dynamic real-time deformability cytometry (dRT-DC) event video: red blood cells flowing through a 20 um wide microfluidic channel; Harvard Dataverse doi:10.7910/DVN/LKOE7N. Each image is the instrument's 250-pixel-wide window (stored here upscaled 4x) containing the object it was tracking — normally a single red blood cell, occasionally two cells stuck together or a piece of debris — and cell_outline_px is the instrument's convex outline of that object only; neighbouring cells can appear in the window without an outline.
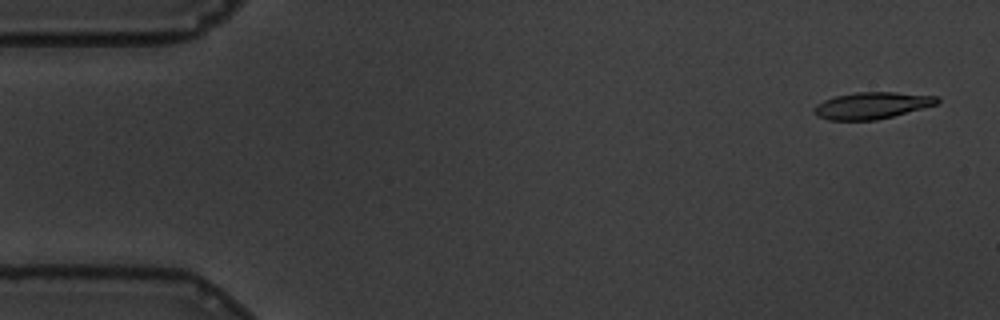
{"species": "common noctule bat (a hibernating species)", "species_latin": "Nyctalus noctula", "temperature_condition": "warm", "stored_images_in_passage": 57, "camera_frame_rate_fps": 3000, "um_per_image_px": 0.085, "animal": {"sex": "male", "body_mass_g": 19.5, "forearm_length_mm": 54.6}, "frame": {"image": 1, "passage_image": 2, "time_ms": 0.333, "image_size_px": [1000, 320], "cell_outline_px": [[940, 100], [936, 104], [892, 116], [876, 120], [828, 120], [816, 116], [812, 112], [812, 108], [816, 104], [824, 100], [836, 96], [856, 92], [896, 92], [936, 96]], "centroid_in_image_um": [74.04, 8.97], "position_along_channel_um": 11.0, "area_um2": 19.07}}
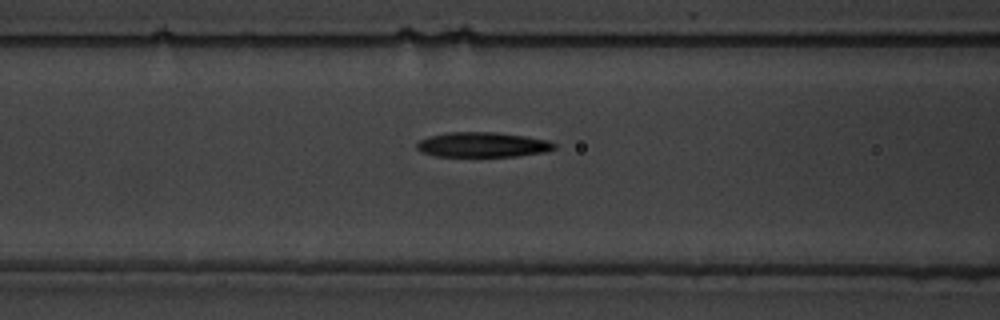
{"frame": {"image": 2, "passage_image": 22, "time_ms": 7.0, "image_size_px": [1000, 320], "cell_outline_px": [[556, 148], [548, 152], [516, 156], [436, 156], [420, 152], [416, 148], [416, 144], [420, 140], [428, 136], [448, 132], [496, 132], [524, 136], [548, 140], [556, 144]], "centroid_in_image_um": [41.02, 12.3], "position_along_channel_um": 125.6, "area_um2": 20.11}}
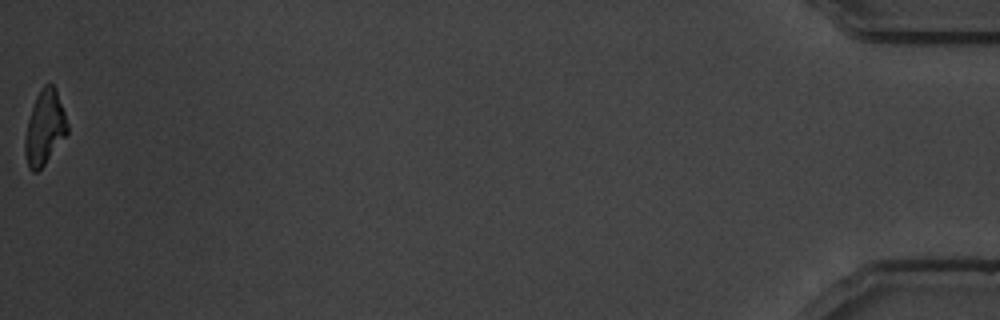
{"frame": {"image": 3, "passage_image": 57, "time_ms": 18.667, "image_size_px": [1000, 320], "cell_outline_px": [[68, 132], [44, 164], [36, 172], [32, 172], [28, 168], [24, 152], [24, 140], [28, 120], [36, 96], [44, 84], [52, 84], [56, 88], [68, 124]], "centroid_in_image_um": [3.78, 10.85], "position_along_channel_um": 431.4, "area_um2": 18.15}, "authors_computed_cell_mechanics": {"area_um2": 19.941, "velocity_mm_per_s": 3.4925, "shape_relaxation_time_tau1_ms": 3.6556, "shape_relaxation_time_tau2_ms": 6.3218, "deformation_change_tau1": 0.1965, "deformation_change_tau2": 0.1912}}